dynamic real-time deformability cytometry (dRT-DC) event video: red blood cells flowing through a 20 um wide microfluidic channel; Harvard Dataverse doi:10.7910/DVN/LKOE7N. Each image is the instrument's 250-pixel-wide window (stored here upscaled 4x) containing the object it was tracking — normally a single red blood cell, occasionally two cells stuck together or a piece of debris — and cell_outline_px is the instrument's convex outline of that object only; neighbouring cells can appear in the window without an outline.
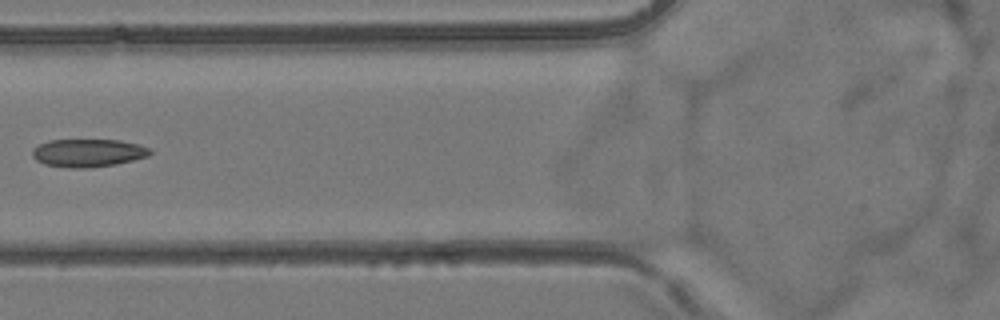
{"species": "common noctule bat (a hibernating species)", "species_latin": "Nyctalus noctula", "temperature_condition": "room temperature", "stored_images_in_passage": 5, "camera_frame_rate_fps": 3000, "um_per_image_px": 0.085, "animal": {"sex": "female", "body_mass_g": 24.6, "forearm_length_mm": 56.2}, "frame": {"image": 1, "passage_image": 5, "time_ms": 6.0, "image_size_px": [1000, 320], "cell_outline_px": [[152, 152], [148, 156], [116, 164], [88, 168], [68, 168], [44, 164], [36, 160], [32, 156], [32, 148], [48, 140], [120, 140], [140, 144], [148, 148]], "centroid_in_image_um": [7.46, 13.0], "position_along_channel_um": 118.3, "area_um2": 19.25}}